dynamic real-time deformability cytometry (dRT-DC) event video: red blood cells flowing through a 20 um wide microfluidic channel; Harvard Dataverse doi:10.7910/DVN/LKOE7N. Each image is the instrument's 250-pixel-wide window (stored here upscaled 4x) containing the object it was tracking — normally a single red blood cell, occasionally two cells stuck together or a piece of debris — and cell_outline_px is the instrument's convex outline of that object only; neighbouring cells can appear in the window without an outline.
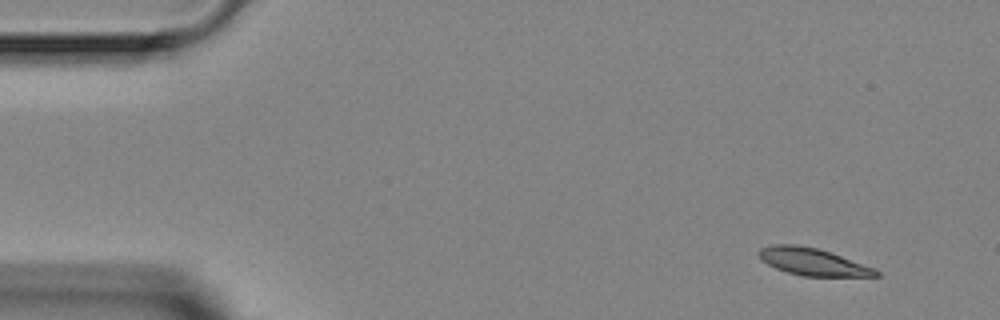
{"species": "Egyptian fruit bat (a non-hibernating species)", "species_latin": "Rousettus aegyptiacus", "temperature_condition": "room temperature", "stored_images_in_passage": 6, "camera_frame_rate_fps": 3000, "um_per_image_px": 0.085, "animal": {"sex": "female"}, "frame": {"image": 1, "passage_image": 1, "time_ms": 0.0, "image_size_px": [1000, 320], "cell_outline_px": [[880, 276], [804, 276], [788, 272], [776, 268], [760, 260], [760, 248], [772, 244], [796, 244], [816, 248], [876, 268], [880, 272]], "centroid_in_image_um": [69.09, 22.25], "position_along_channel_um": 15.9, "area_um2": 18.32}}
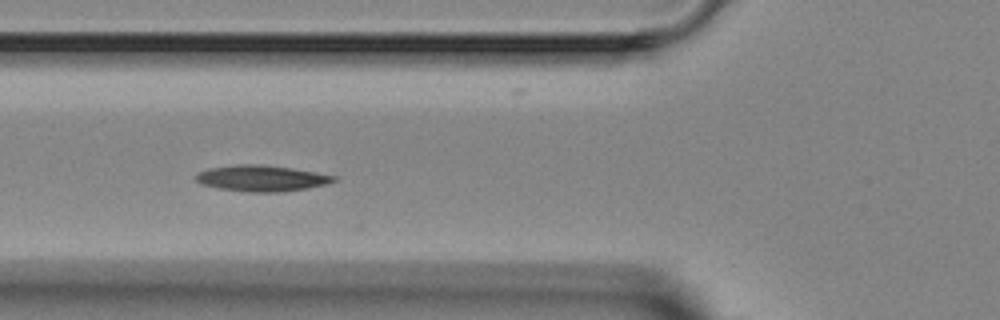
{"frame": {"image": 2, "passage_image": 5, "time_ms": 4.667, "image_size_px": [1000, 320], "cell_outline_px": [[336, 180], [328, 184], [308, 188], [280, 192], [248, 192], [216, 188], [200, 184], [196, 180], [196, 172], [208, 168], [232, 164], [264, 164], [292, 168], [316, 172], [336, 176]], "centroid_in_image_um": [22.2, 15.14], "position_along_channel_um": 103.6, "area_um2": 21.27}}
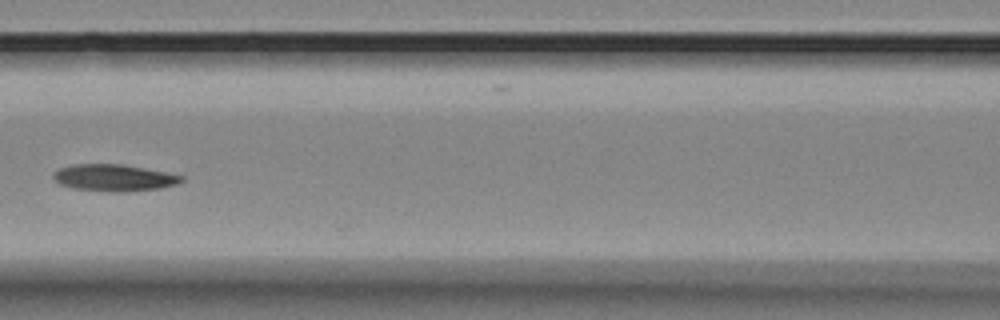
{"frame": {"image": 3, "passage_image": 6, "time_ms": 6.0, "image_size_px": [1000, 320], "cell_outline_px": [[184, 180], [176, 184], [160, 188], [124, 192], [112, 192], [72, 188], [60, 184], [52, 176], [60, 168], [76, 164], [124, 164], [184, 176]], "centroid_in_image_um": [9.71, 15.11], "position_along_channel_um": 156.9, "area_um2": 19.83}}